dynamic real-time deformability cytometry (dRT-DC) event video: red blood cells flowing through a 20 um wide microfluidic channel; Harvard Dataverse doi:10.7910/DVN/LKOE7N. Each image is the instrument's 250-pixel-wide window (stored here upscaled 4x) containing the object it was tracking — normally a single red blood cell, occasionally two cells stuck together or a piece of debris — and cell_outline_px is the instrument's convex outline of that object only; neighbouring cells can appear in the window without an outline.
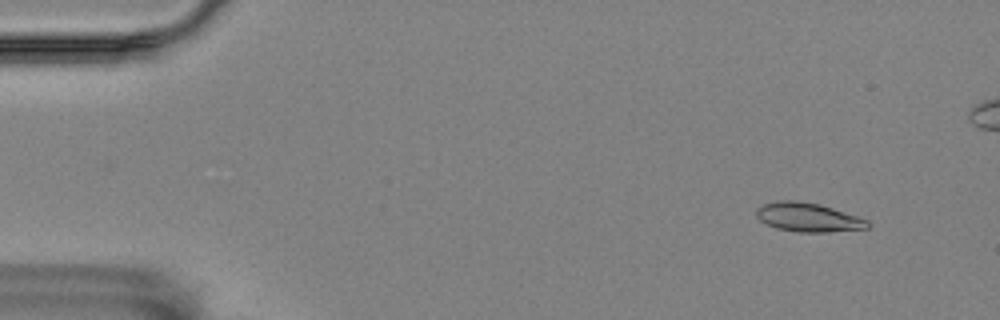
{"species": "Egyptian fruit bat (a non-hibernating species)", "species_latin": "Rousettus aegyptiacus", "temperature_condition": "room temperature", "stored_images_in_passage": 16, "camera_frame_rate_fps": 3000, "um_per_image_px": 0.085, "animal": {"sex": "female"}, "frame": {"image": 1, "passage_image": 5, "time_ms": 1.333, "image_size_px": [1000, 320], "cell_outline_px": [[872, 224], [868, 228], [828, 232], [796, 232], [776, 228], [760, 220], [756, 216], [756, 208], [764, 204], [780, 200], [796, 200], [816, 204], [832, 208], [868, 220]], "centroid_in_image_um": [68.68, 18.48], "position_along_channel_um": 16.3, "area_um2": 18.61}}